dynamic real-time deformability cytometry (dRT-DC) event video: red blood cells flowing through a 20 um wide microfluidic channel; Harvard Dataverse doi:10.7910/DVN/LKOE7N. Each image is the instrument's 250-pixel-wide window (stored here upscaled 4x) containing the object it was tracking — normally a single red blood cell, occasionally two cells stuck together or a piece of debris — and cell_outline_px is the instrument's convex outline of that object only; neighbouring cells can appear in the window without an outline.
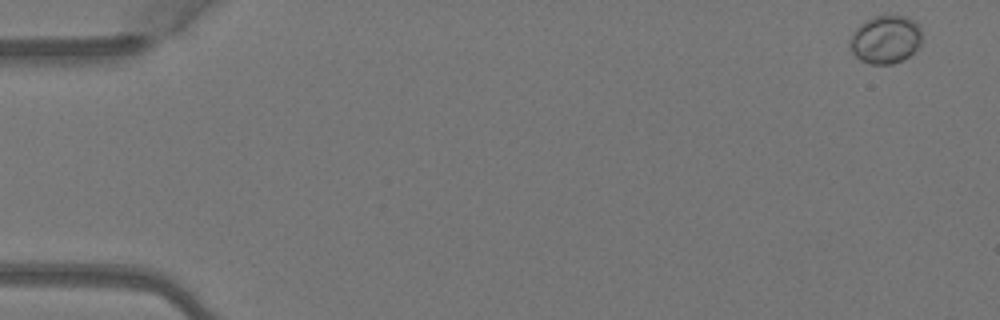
{"species": "Egyptian fruit bat (a non-hibernating species)", "species_latin": "Rousettus aegyptiacus", "temperature_condition": "warm", "stored_images_in_passage": 7, "camera_frame_rate_fps": 3000, "um_per_image_px": 0.085, "animal": {"sex": "female"}, "frame": {"image": 1, "passage_image": 1, "time_ms": 0.0, "image_size_px": [1000, 320], "cell_outline_px": [[924, 40], [904, 60], [892, 64], [872, 64], [860, 60], [852, 52], [848, 40], [856, 28], [864, 20], [872, 16], [908, 16], [916, 20], [920, 24]], "centroid_in_image_um": [75.3, 3.33], "position_along_channel_um": 9.7, "area_um2": 20.63}}
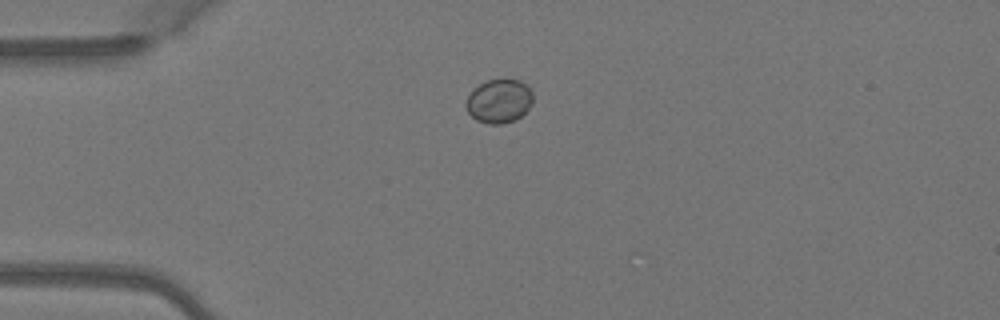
{"frame": {"image": 2, "passage_image": 4, "time_ms": 1.0, "image_size_px": [1000, 320], "cell_outline_px": [[532, 104], [516, 120], [500, 124], [488, 124], [476, 120], [468, 112], [468, 96], [480, 84], [488, 80], [504, 76], [520, 80], [532, 92]], "centroid_in_image_um": [42.46, 8.56], "position_along_channel_um": 42.5, "area_um2": 17.05}}
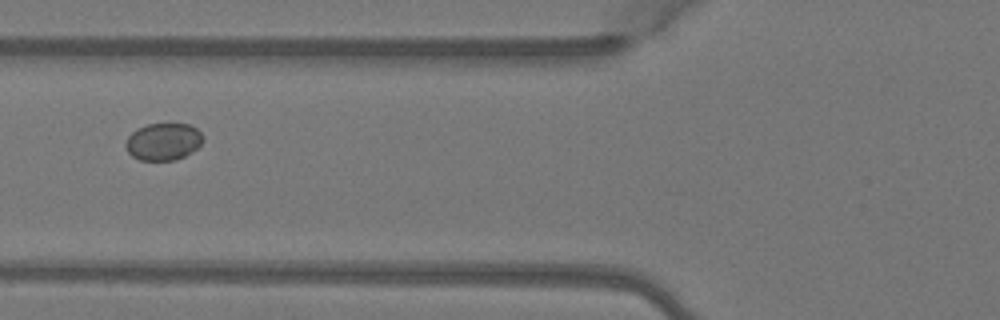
{"frame": {"image": 3, "passage_image": 6, "time_ms": 1.667, "image_size_px": [1000, 320], "cell_outline_px": [[204, 140], [196, 148], [184, 156], [176, 160], [140, 160], [132, 156], [128, 152], [124, 144], [128, 136], [136, 128], [148, 124], [188, 124], [196, 128], [204, 136]], "centroid_in_image_um": [13.86, 12.03], "position_along_channel_um": 111.9, "area_um2": 16.76}}